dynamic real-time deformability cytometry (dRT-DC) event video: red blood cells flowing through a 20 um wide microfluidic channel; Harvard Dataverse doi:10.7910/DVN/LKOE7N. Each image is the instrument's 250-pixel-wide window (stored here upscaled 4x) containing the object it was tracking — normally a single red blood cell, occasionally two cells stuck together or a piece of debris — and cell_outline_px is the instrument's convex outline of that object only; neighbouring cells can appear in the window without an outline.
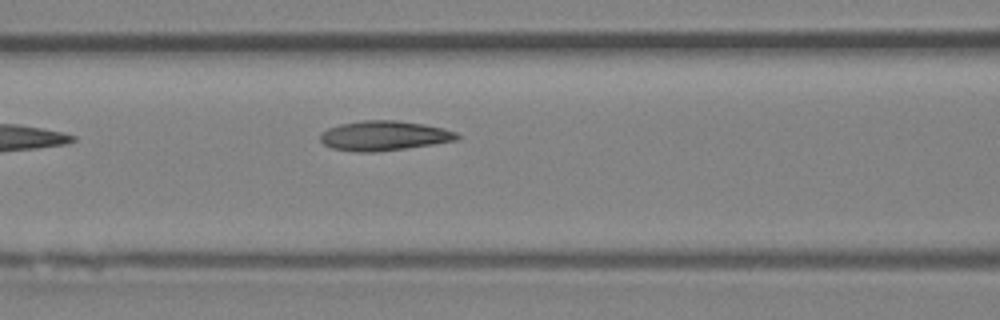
{"species": "Egyptian fruit bat (a non-hibernating species)", "species_latin": "Rousettus aegyptiacus", "temperature_condition": "room temperature", "stored_images_in_passage": 6, "camera_frame_rate_fps": 3000, "um_per_image_px": 0.085, "animal": {"sex": "female"}, "frame": {"image": 1, "passage_image": 6, "time_ms": 6.0, "image_size_px": [1000, 320], "cell_outline_px": [[460, 136], [456, 140], [432, 144], [376, 152], [356, 152], [332, 148], [324, 144], [320, 140], [320, 136], [328, 128], [340, 124], [360, 120], [396, 120], [424, 124], [444, 128], [456, 132]], "centroid_in_image_um": [32.64, 11.53], "position_along_channel_um": 134.0, "area_um2": 23.58}}